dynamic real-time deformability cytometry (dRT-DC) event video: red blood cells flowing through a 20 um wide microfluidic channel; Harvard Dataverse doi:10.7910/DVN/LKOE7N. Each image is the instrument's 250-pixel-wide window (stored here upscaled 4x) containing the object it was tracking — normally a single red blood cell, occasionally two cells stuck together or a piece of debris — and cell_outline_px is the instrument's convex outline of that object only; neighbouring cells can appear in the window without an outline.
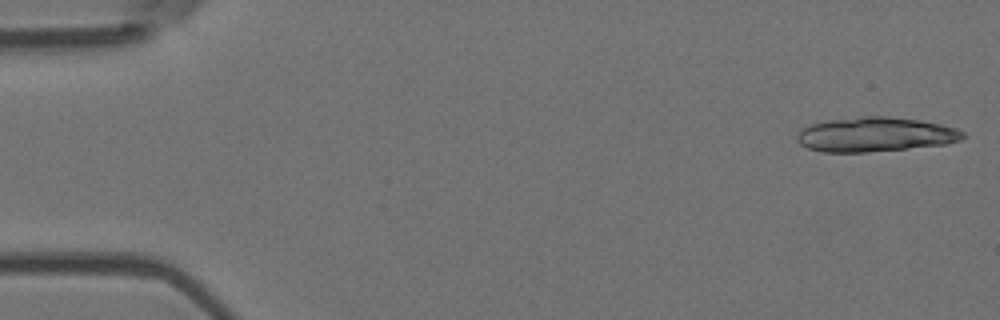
{"species": "Egyptian fruit bat (a non-hibernating species)", "species_latin": "Rousettus aegyptiacus", "temperature_condition": "room temperature", "stored_images_in_passage": 18, "camera_frame_rate_fps": 3000, "um_per_image_px": 0.085, "animal": {"sex": "female"}, "frame": {"image": 1, "passage_image": 1, "time_ms": 0.0, "image_size_px": [1000, 320], "cell_outline_px": [[964, 136], [960, 140], [944, 144], [908, 148], [864, 152], [824, 152], [808, 148], [800, 144], [796, 140], [796, 136], [808, 124], [828, 120], [860, 116], [888, 116], [920, 120], [940, 124], [956, 128], [964, 132]], "centroid_in_image_um": [74.37, 11.42], "position_along_channel_um": 10.6, "area_um2": 33.23}}